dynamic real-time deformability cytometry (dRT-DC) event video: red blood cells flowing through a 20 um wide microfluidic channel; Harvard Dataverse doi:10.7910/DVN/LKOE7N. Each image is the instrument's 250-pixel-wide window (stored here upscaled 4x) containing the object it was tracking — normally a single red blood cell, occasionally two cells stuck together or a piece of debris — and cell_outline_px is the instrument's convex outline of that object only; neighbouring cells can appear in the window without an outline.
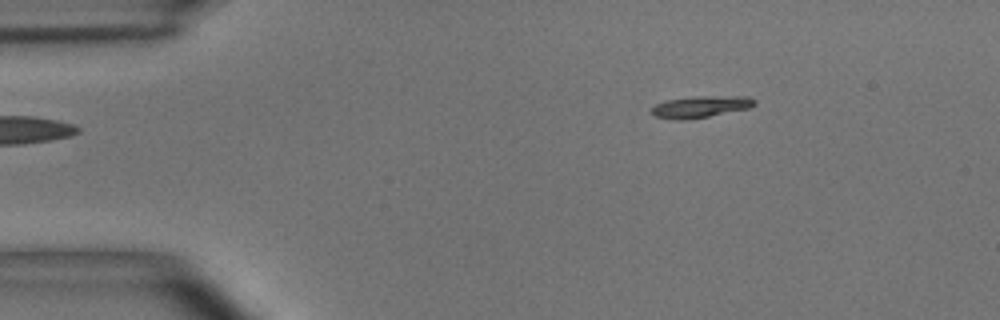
{"species": "common noctule bat (a hibernating species)", "species_latin": "Nyctalus noctula", "temperature_condition": "room temperature", "stored_images_in_passage": 2, "camera_frame_rate_fps": 3000, "um_per_image_px": 0.085, "animal": {"sex": "male", "body_mass_g": 15.6}, "frame": {"image": 1, "passage_image": 2, "time_ms": 0.333, "image_size_px": [1000, 320], "cell_outline_px": [[756, 104], [748, 108], [708, 116], [680, 120], [676, 120], [656, 116], [652, 112], [652, 108], [656, 104], [668, 100], [696, 96], [748, 96], [756, 100]], "centroid_in_image_um": [59.59, 9.06], "position_along_channel_um": 25.4, "area_um2": 12.72}}